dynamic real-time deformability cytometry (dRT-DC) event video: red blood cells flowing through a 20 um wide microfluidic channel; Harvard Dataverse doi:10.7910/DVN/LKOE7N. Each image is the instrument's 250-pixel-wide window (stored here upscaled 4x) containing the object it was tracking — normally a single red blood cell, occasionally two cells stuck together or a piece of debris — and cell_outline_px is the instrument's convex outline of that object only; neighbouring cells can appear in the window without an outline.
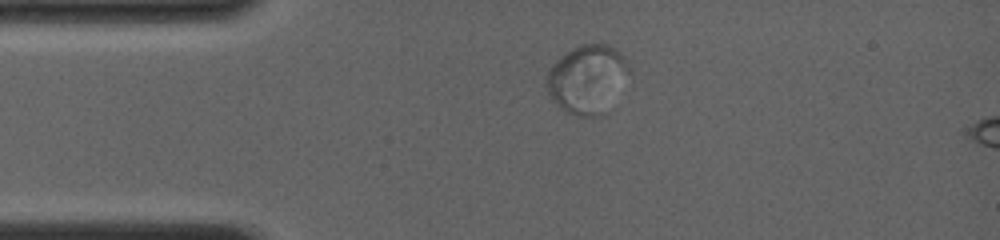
{"species": "common noctule bat (a hibernating species)", "species_latin": "Nyctalus noctula", "temperature_condition": "room temperature", "stored_images_in_passage": 17, "segment_of_instrument_passage": [1, 2], "camera_frame_rate_fps": 4000, "um_per_image_px": 0.085, "animal": {"sex": "female", "body_mass_g": 19.0, "forearm_length_mm": 56.7}, "frame": {"image": 1, "passage_image": 12, "time_ms": 2.5, "image_size_px": [1000, 240], "cell_outline_px": [[632, 72], [596, 116], [580, 116], [564, 112], [552, 100], [548, 92], [544, 80], [544, 76], [552, 64], [564, 52], [580, 44], [608, 44], [620, 52], [628, 60], [632, 68]], "centroid_in_image_um": [49.86, 6.65], "position_along_channel_um": 35.1, "area_um2": 32.71}}